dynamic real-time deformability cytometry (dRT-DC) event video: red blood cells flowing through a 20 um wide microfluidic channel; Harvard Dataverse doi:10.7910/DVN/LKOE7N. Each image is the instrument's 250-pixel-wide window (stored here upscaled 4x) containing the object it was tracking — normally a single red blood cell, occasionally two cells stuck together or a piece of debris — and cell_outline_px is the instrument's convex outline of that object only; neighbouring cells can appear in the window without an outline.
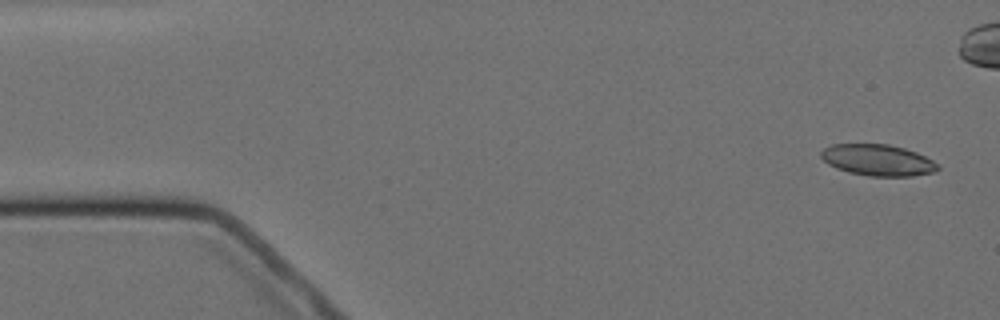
{"species": "Egyptian fruit bat (a non-hibernating species)", "species_latin": "Rousettus aegyptiacus", "temperature_condition": "cold", "stored_images_in_passage": 7, "camera_frame_rate_fps": 3000, "um_per_image_px": 0.085, "animal": {"sex": "female"}, "frame": {"image": 1, "passage_image": 1, "time_ms": 0.0, "image_size_px": [1000, 320], "cell_outline_px": [[940, 168], [936, 172], [912, 176], [872, 176], [848, 172], [836, 168], [828, 164], [820, 156], [820, 152], [824, 148], [832, 144], [888, 144], [904, 148], [916, 152], [940, 164]], "centroid_in_image_um": [74.63, 13.61], "position_along_channel_um": 10.4, "area_um2": 21.39}}
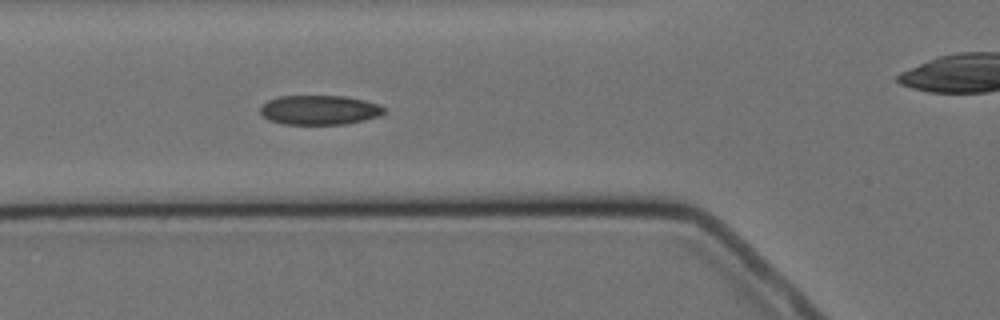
{"frame": {"image": 2, "passage_image": 6, "time_ms": 5.667, "image_size_px": [1000, 320], "cell_outline_px": [[384, 112], [380, 116], [364, 120], [344, 124], [284, 124], [268, 120], [260, 112], [260, 104], [276, 96], [344, 96], [364, 100], [380, 104], [384, 108]], "centroid_in_image_um": [27.13, 9.34], "position_along_channel_um": 98.7, "area_um2": 21.39}}